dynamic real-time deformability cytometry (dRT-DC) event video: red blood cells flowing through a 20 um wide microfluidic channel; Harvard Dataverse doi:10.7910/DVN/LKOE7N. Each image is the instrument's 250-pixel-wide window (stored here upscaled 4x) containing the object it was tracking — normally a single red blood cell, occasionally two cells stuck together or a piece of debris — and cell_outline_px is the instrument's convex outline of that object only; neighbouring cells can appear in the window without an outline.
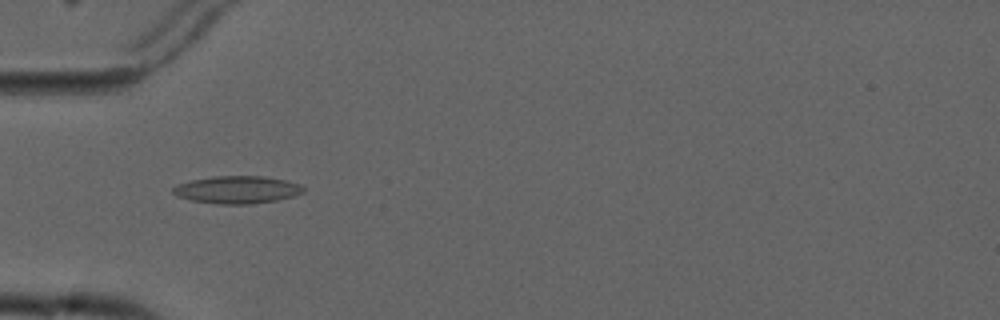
{"species": "common noctule bat (a hibernating species)", "species_latin": "Nyctalus noctula", "temperature_condition": "cold", "stored_images_in_passage": 6, "camera_frame_rate_fps": 3000, "um_per_image_px": 0.085, "animal": {"sex": "male", "forearm_length_mm": 52.5}, "frame": {"image": 1, "passage_image": 5, "time_ms": 5.0, "image_size_px": [1000, 320], "cell_outline_px": [[304, 192], [292, 196], [276, 200], [252, 204], [216, 204], [192, 200], [176, 196], [172, 192], [172, 188], [180, 184], [192, 180], [212, 176], [264, 176], [284, 180], [300, 184], [304, 188]], "centroid_in_image_um": [20.15, 16.13], "position_along_channel_um": 64.8, "area_um2": 20.81}}
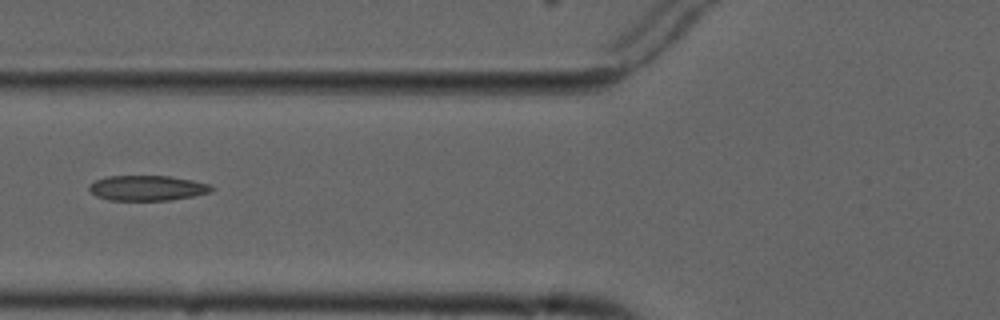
{"frame": {"image": 2, "passage_image": 6, "time_ms": 6.333, "image_size_px": [1000, 320], "cell_outline_px": [[212, 192], [192, 196], [168, 200], [108, 200], [96, 196], [88, 188], [88, 184], [96, 180], [108, 176], [168, 176], [192, 180], [208, 184], [212, 188]], "centroid_in_image_um": [12.48, 15.98], "position_along_channel_um": 113.3, "area_um2": 17.8}}